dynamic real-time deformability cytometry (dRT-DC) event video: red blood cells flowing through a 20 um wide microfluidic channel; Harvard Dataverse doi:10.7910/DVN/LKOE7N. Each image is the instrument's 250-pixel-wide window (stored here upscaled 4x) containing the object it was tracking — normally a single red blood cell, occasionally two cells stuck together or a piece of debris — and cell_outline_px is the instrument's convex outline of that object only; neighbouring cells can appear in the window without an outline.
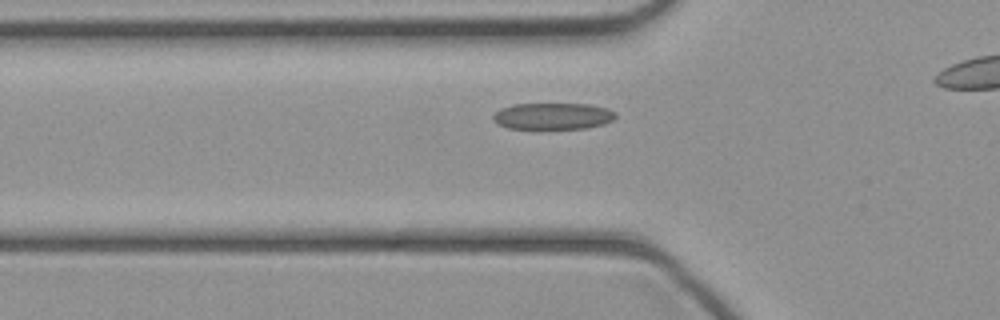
{"species": "common noctule bat (a hibernating species)", "species_latin": "Nyctalus noctula", "temperature_condition": "cold", "stored_images_in_passage": 26, "camera_frame_rate_fps": 3000, "um_per_image_px": 0.085, "animal": {"sex": "female", "body_mass_g": 21.9}, "frame": {"image": 1, "passage_image": 5, "time_ms": 1.333, "image_size_px": [1000, 320], "cell_outline_px": [[616, 116], [612, 120], [604, 124], [588, 128], [540, 132], [508, 128], [496, 124], [492, 120], [492, 116], [500, 108], [512, 104], [592, 104], [608, 108], [616, 112]], "centroid_in_image_um": [46.95, 9.92], "position_along_channel_um": 78.8, "area_um2": 20.23}}
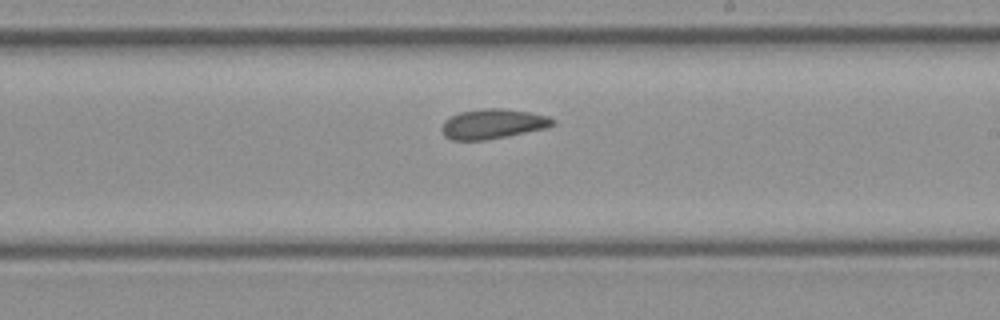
{"frame": {"image": 2, "passage_image": 16, "time_ms": 5.0, "image_size_px": [1000, 320], "cell_outline_px": [[556, 124], [544, 128], [508, 136], [484, 140], [452, 140], [444, 136], [440, 128], [444, 120], [460, 112], [484, 108], [500, 108], [528, 112], [548, 116], [556, 120]], "centroid_in_image_um": [41.87, 10.53], "position_along_channel_um": 247.1, "area_um2": 19.25}}
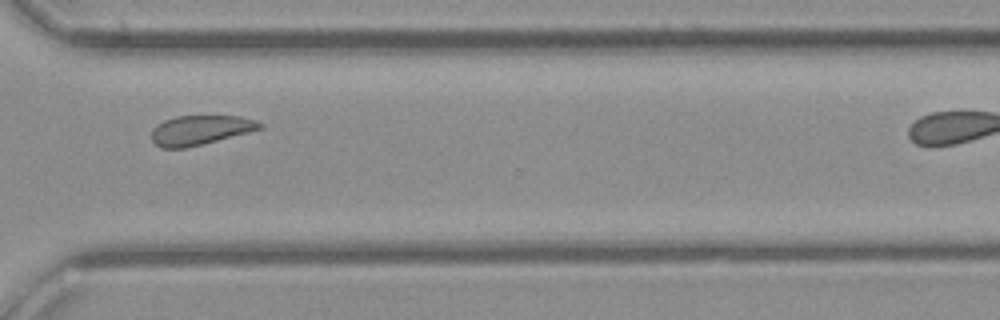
{"frame": {"image": 3, "passage_image": 23, "time_ms": 7.333, "image_size_px": [1000, 320], "cell_outline_px": [[264, 128], [184, 148], [160, 148], [152, 140], [152, 128], [156, 124], [164, 120], [176, 116], [240, 116], [256, 120], [264, 124]], "centroid_in_image_um": [17.01, 11.04], "position_along_channel_um": 353.6, "area_um2": 18.5}}